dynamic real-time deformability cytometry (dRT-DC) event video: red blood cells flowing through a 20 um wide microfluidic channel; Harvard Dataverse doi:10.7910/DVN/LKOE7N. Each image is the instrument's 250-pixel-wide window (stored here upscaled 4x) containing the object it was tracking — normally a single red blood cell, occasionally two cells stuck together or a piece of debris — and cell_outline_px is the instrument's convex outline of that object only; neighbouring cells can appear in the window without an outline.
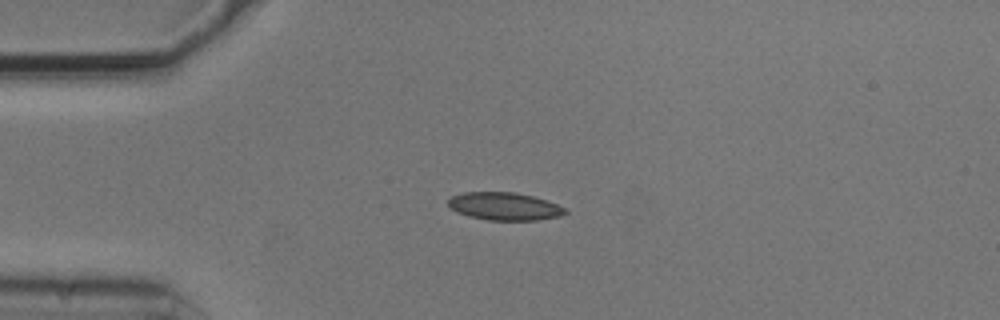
{"species": "common noctule bat (a hibernating species)", "species_latin": "Nyctalus noctula", "temperature_condition": "cold", "stored_images_in_passage": 5, "camera_frame_rate_fps": 3000, "um_per_image_px": 0.085, "animal": {"sex": "male", "body_mass_g": 20.5, "forearm_length_mm": 52.5}, "frame": {"image": 1, "passage_image": 4, "time_ms": 1.0, "image_size_px": [1000, 320], "cell_outline_px": [[568, 212], [560, 216], [536, 220], [488, 220], [468, 216], [456, 212], [448, 204], [448, 200], [452, 196], [464, 192], [512, 192], [532, 196], [556, 204], [564, 208]], "centroid_in_image_um": [42.85, 17.54], "position_along_channel_um": 42.2, "area_um2": 18.73}}